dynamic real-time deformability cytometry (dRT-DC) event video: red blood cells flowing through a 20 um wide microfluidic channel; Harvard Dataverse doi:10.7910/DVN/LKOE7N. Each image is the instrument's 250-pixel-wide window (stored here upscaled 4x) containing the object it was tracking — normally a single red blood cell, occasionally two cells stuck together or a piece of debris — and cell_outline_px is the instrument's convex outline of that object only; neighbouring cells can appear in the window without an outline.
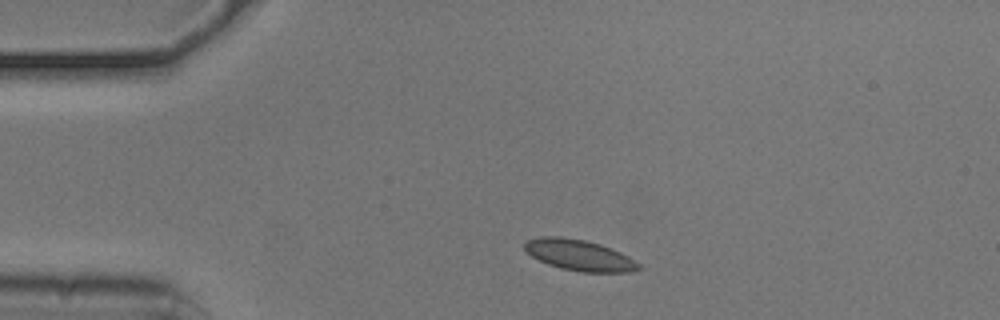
{"species": "common noctule bat (a hibernating species)", "species_latin": "Nyctalus noctula", "temperature_condition": "cold", "stored_images_in_passage": 44, "camera_frame_rate_fps": 3000, "um_per_image_px": 0.085, "animal": {"sex": "male", "body_mass_g": 20.5, "forearm_length_mm": 52.5}, "frame": {"image": 1, "passage_image": 1, "time_ms": 0.0, "image_size_px": [1000, 320], "cell_outline_px": [[644, 268], [628, 272], [580, 272], [560, 268], [548, 264], [532, 256], [524, 248], [524, 240], [540, 236], [560, 236], [584, 240], [600, 244], [612, 248], [628, 256], [640, 264]], "centroid_in_image_um": [49.24, 21.68], "position_along_channel_um": 35.8, "area_um2": 20.69}}
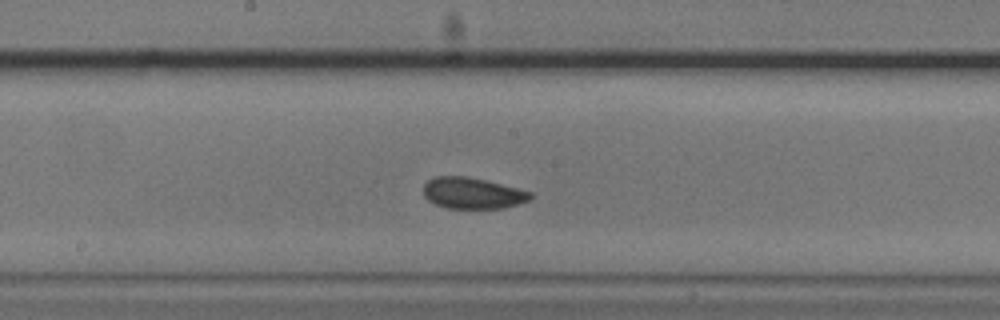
{"frame": {"image": 2, "passage_image": 18, "time_ms": 5.667, "image_size_px": [1000, 320], "cell_outline_px": [[532, 200], [520, 204], [504, 208], [448, 208], [436, 204], [428, 200], [424, 196], [424, 184], [428, 180], [436, 176], [464, 176], [484, 180], [532, 192]], "centroid_in_image_um": [40.18, 16.43], "position_along_channel_um": 208.0, "area_um2": 19.36}}
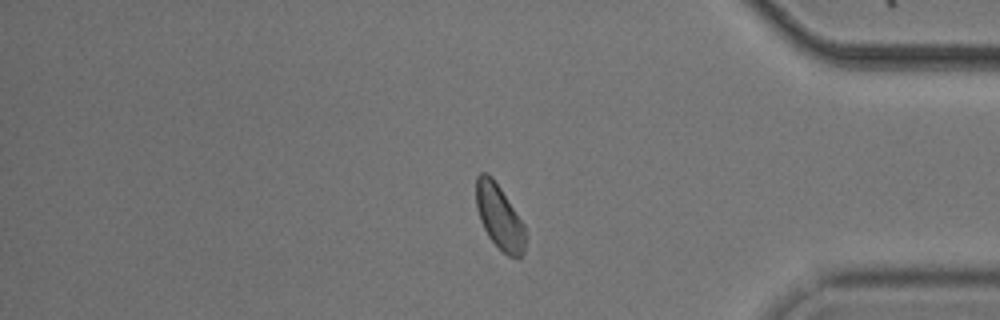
{"frame": {"image": 3, "passage_image": 35, "time_ms": 11.333, "image_size_px": [1000, 320], "cell_outline_px": [[524, 252], [520, 260], [516, 260], [508, 256], [488, 236], [480, 220], [476, 208], [476, 176], [480, 172], [488, 172], [492, 176], [524, 224]], "centroid_in_image_um": [42.43, 18.43], "position_along_channel_um": 392.8, "area_um2": 18.5}, "authors_computed_cell_mechanics": {"area_um2": 19.363, "velocity_mm_per_s": 3.6927, "shape_relaxation_time_tau1_ms": 7.7009, "shape_relaxation_time_tau2_ms": null, "deformation_change_tau1": 0.1, "deformation_change_tau2": null}}